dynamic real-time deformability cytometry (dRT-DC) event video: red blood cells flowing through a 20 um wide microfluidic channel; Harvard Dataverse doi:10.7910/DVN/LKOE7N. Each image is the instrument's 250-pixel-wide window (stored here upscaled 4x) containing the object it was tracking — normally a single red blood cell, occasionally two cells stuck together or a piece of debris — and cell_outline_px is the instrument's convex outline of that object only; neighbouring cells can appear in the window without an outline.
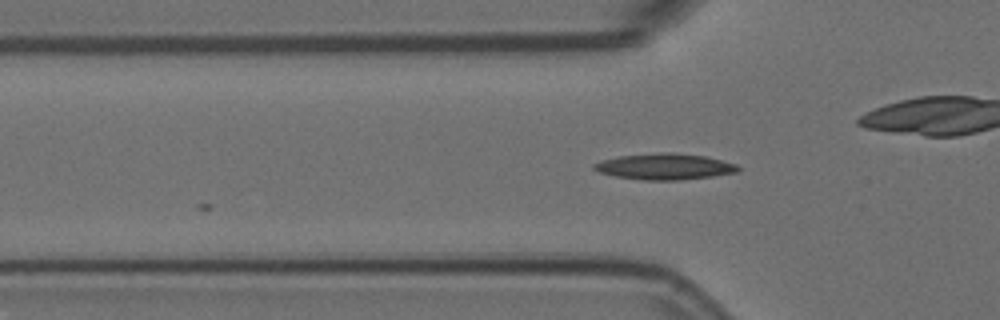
{"species": "Egyptian fruit bat (a non-hibernating species)", "species_latin": "Rousettus aegyptiacus", "temperature_condition": "room temperature", "stored_images_in_passage": 9, "camera_frame_rate_fps": 3000, "um_per_image_px": 0.085, "animal": {"sex": "female"}, "frame": {"image": 1, "passage_image": 4, "time_ms": 1.0, "image_size_px": [1000, 320], "cell_outline_px": [[740, 172], [712, 176], [680, 180], [644, 180], [616, 176], [600, 172], [592, 168], [592, 164], [604, 160], [620, 156], [660, 152], [672, 152], [704, 156], [736, 164], [740, 168]], "centroid_in_image_um": [56.52, 14.16], "position_along_channel_um": 69.3, "area_um2": 21.73}}
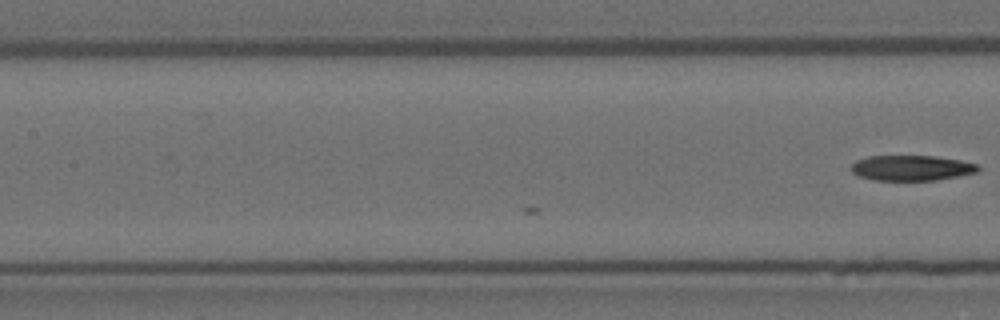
{"frame": {"image": 2, "passage_image": 9, "time_ms": 2.667, "image_size_px": [1000, 320], "cell_outline_px": [[980, 172], [936, 180], [872, 180], [860, 176], [852, 172], [852, 164], [856, 160], [868, 156], [936, 156], [960, 160], [980, 164]], "centroid_in_image_um": [77.53, 14.27], "position_along_channel_um": 129.9, "area_um2": 18.84}}